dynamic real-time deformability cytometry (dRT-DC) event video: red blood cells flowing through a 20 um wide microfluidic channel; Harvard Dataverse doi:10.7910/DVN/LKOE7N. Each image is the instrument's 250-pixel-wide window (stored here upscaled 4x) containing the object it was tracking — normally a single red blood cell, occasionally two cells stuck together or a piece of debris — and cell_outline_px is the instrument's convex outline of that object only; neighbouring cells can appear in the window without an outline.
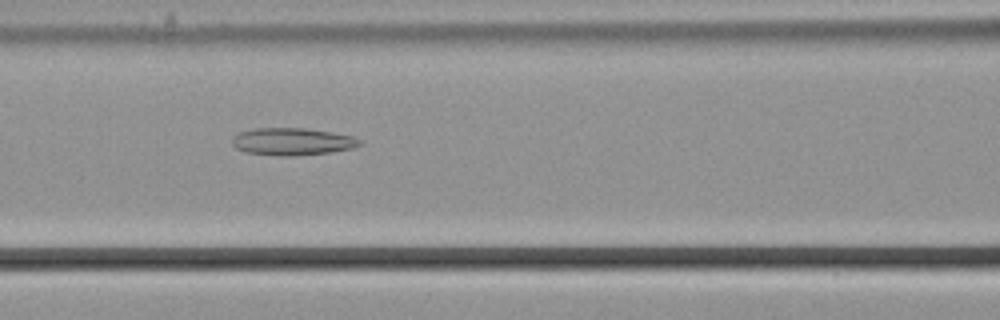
{"species": "common noctule bat (a hibernating species)", "species_latin": "Nyctalus noctula", "temperature_condition": "cold", "stored_images_in_passage": 39, "camera_frame_rate_fps": 3000, "um_per_image_px": 0.085, "animal": {"sex": "male", "body_mass_g": 21.5, "forearm_length_mm": 52.0}, "frame": {"image": 1, "passage_image": 24, "time_ms": 7.667, "image_size_px": [1000, 320], "cell_outline_px": [[360, 144], [352, 148], [332, 152], [292, 156], [280, 156], [244, 152], [236, 148], [232, 144], [232, 136], [240, 132], [252, 128], [308, 128], [332, 132], [352, 136], [360, 140]], "centroid_in_image_um": [24.8, 12.03], "position_along_channel_um": 141.8, "area_um2": 20.4}}
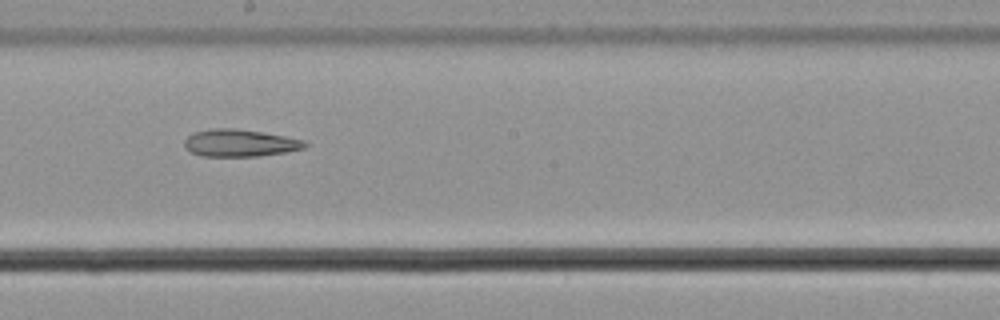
{"frame": {"image": 2, "passage_image": 31, "time_ms": 10.0, "image_size_px": [1000, 320], "cell_outline_px": [[308, 144], [304, 148], [284, 152], [256, 156], [200, 156], [184, 148], [184, 140], [192, 132], [208, 128], [236, 128], [264, 132], [304, 140]], "centroid_in_image_um": [20.33, 12.14], "position_along_channel_um": 227.9, "area_um2": 19.25}}
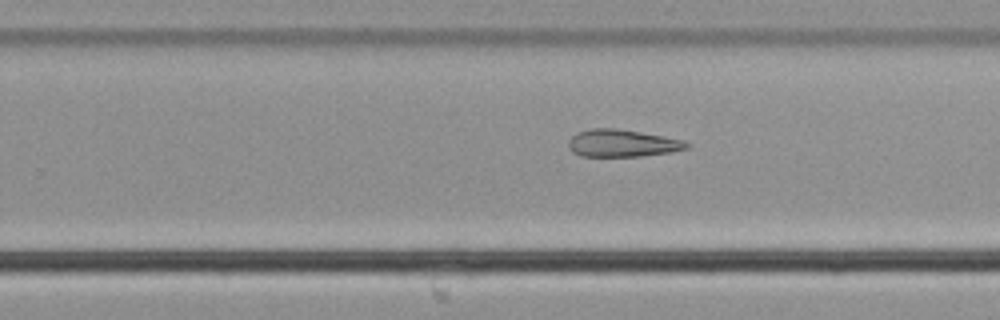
{"frame": {"image": 3, "passage_image": 35, "time_ms": 11.333, "image_size_px": [1000, 320], "cell_outline_px": [[692, 144], [688, 148], [672, 152], [640, 156], [580, 156], [572, 152], [568, 148], [568, 140], [576, 132], [592, 128], [616, 128], [664, 136], [684, 140]], "centroid_in_image_um": [52.89, 12.17], "position_along_channel_um": 276.9, "area_um2": 19.02}}